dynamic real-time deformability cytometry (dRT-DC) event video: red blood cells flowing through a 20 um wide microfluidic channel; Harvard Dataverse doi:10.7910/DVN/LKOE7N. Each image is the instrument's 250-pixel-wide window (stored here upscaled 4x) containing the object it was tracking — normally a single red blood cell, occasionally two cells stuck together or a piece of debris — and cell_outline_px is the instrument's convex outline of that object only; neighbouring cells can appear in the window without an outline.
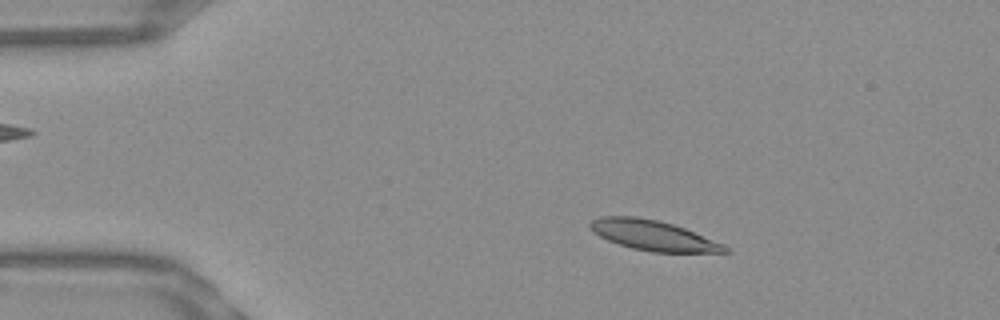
{"species": "Egyptian fruit bat (a non-hibernating species)", "species_latin": "Rousettus aegyptiacus", "temperature_condition": "warm", "stored_images_in_passage": 53, "camera_frame_rate_fps": 3000, "um_per_image_px": 0.085, "frame": {"image": 1, "passage_image": 9, "time_ms": 2.667, "image_size_px": [1000, 320], "cell_outline_px": [[732, 252], [652, 252], [632, 248], [608, 240], [592, 232], [588, 224], [592, 220], [600, 216], [636, 216], [660, 220], [684, 228], [724, 244]], "centroid_in_image_um": [55.5, 20.0], "position_along_channel_um": 29.5, "area_um2": 23.58}}
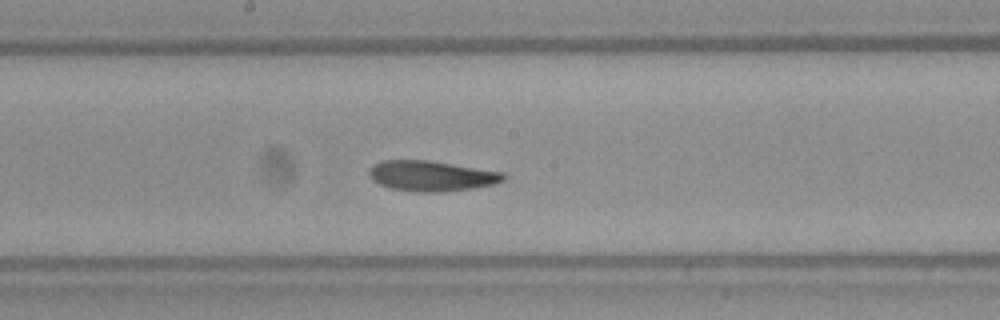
{"frame": {"image": 2, "passage_image": 28, "time_ms": 9.0, "image_size_px": [1000, 320], "cell_outline_px": [[508, 176], [504, 180], [496, 184], [472, 188], [444, 192], [416, 192], [392, 188], [380, 184], [372, 180], [368, 172], [380, 160], [428, 160], [504, 172]], "centroid_in_image_um": [36.72, 14.95], "position_along_channel_um": 211.5, "area_um2": 23.81}}
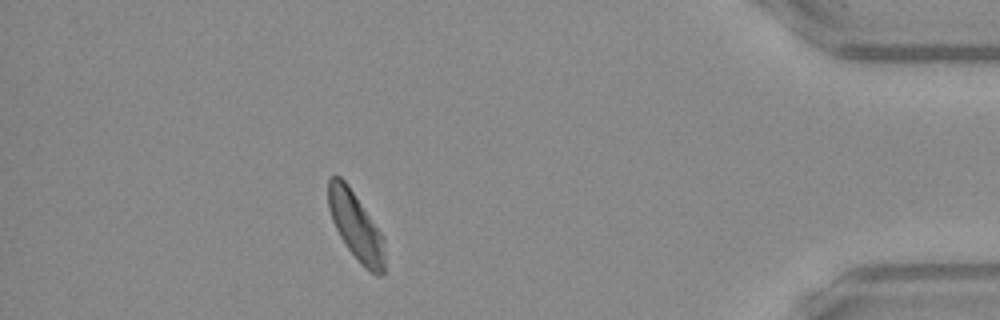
{"frame": {"image": 3, "passage_image": 47, "time_ms": 15.333, "image_size_px": [1000, 320], "cell_outline_px": [[384, 272], [380, 276], [376, 276], [364, 268], [348, 248], [340, 236], [332, 220], [328, 208], [328, 180], [332, 176], [340, 176], [348, 184], [384, 236]], "centroid_in_image_um": [30.26, 19.22], "position_along_channel_um": 404.9, "area_um2": 22.31}, "authors_computed_cell_mechanics": {"area_um2": 23.3512, "velocity_mm_per_s": 3.7989, "shape_relaxation_time_tau1_ms": null, "shape_relaxation_time_tau2_ms": 4.6211, "deformation_change_tau1": null, "deformation_change_tau2": 0.1179}}